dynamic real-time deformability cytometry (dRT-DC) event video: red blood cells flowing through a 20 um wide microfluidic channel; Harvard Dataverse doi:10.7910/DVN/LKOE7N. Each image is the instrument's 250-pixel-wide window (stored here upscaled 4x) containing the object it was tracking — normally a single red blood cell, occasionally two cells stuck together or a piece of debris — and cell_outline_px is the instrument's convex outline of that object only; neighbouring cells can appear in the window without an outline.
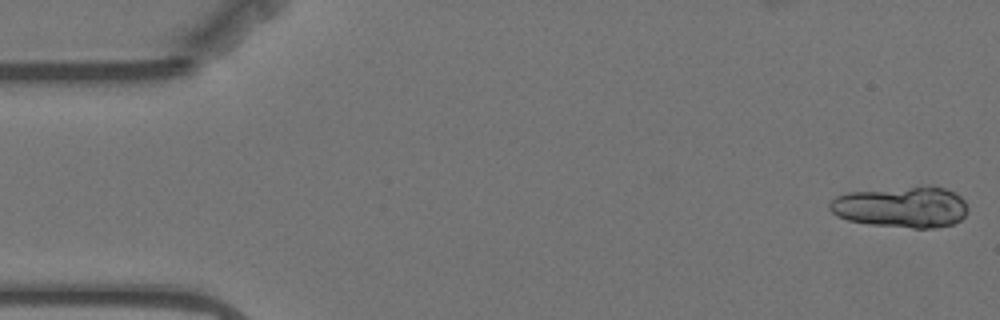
{"species": "Egyptian fruit bat (a non-hibernating species)", "species_latin": "Rousettus aegyptiacus", "temperature_condition": "warm", "stored_images_in_passage": 42, "camera_frame_rate_fps": 3000, "um_per_image_px": 0.085, "animal": {"sex": "female"}, "frame": {"image": 1, "passage_image": 1, "time_ms": 0.0, "image_size_px": [1000, 320], "cell_outline_px": [[968, 212], [960, 220], [952, 224], [936, 228], [912, 228], [868, 224], [848, 220], [836, 216], [828, 208], [828, 204], [836, 196], [848, 192], [932, 184], [956, 192], [964, 200], [968, 208]], "centroid_in_image_um": [76.64, 17.58], "position_along_channel_um": 8.4, "area_um2": 33.76}}